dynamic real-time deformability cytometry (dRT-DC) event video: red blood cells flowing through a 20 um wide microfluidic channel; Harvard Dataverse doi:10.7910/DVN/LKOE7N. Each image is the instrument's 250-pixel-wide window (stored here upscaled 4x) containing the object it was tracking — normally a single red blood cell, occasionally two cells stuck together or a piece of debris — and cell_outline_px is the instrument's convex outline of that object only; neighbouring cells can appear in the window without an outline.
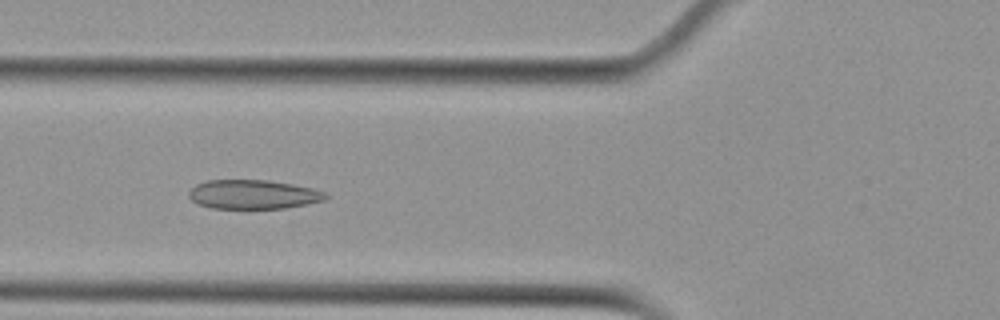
{"species": "Egyptian fruit bat (a non-hibernating species)", "species_latin": "Rousettus aegyptiacus", "temperature_condition": "cold", "stored_images_in_passage": 56, "camera_frame_rate_fps": 3000, "um_per_image_px": 0.085, "animal": {"sex": "female"}, "frame": {"image": 1, "passage_image": 21, "time_ms": 6.667, "image_size_px": [1000, 320], "cell_outline_px": [[328, 196], [324, 200], [284, 208], [212, 208], [200, 204], [192, 200], [188, 196], [188, 192], [196, 184], [208, 180], [268, 180], [292, 184], [312, 188], [328, 192]], "centroid_in_image_um": [21.53, 16.51], "position_along_channel_um": 104.3, "area_um2": 23.06}}
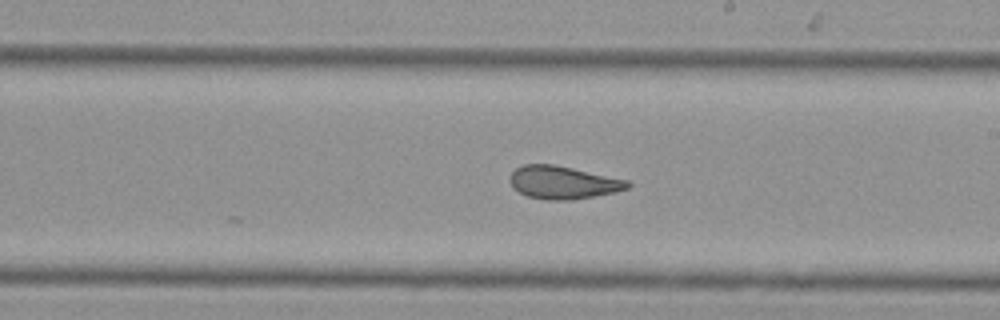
{"frame": {"image": 2, "passage_image": 32, "time_ms": 10.333, "image_size_px": [1000, 320], "cell_outline_px": [[632, 184], [628, 188], [616, 192], [596, 196], [572, 200], [548, 200], [528, 196], [512, 188], [508, 180], [512, 172], [516, 168], [524, 164], [556, 164], [632, 180]], "centroid_in_image_um": [47.91, 15.5], "position_along_channel_um": 241.1, "area_um2": 23.06}}
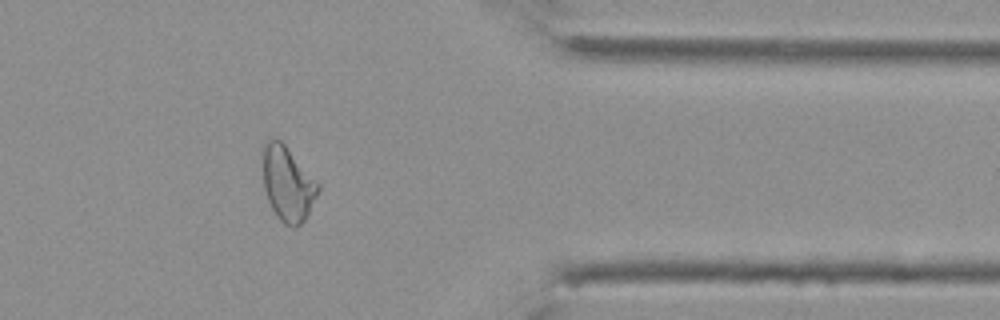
{"frame": {"image": 3, "passage_image": 45, "time_ms": 14.667, "image_size_px": [1000, 320], "cell_outline_px": [[320, 188], [304, 220], [296, 228], [292, 228], [284, 224], [276, 216], [268, 200], [264, 188], [260, 156], [260, 148], [268, 140], [280, 140], [284, 144], [320, 184]], "centroid_in_image_um": [24.4, 15.6], "position_along_channel_um": 387.0, "area_um2": 24.28}, "authors_computed_cell_mechanics": {"area_um2": 25.2008, "velocity_mm_per_s": 3.7365, "shape_relaxation_time_tau1_ms": null, "shape_relaxation_time_tau2_ms": 1.8875, "deformation_change_tau1": null, "deformation_change_tau2": 0.0699}}